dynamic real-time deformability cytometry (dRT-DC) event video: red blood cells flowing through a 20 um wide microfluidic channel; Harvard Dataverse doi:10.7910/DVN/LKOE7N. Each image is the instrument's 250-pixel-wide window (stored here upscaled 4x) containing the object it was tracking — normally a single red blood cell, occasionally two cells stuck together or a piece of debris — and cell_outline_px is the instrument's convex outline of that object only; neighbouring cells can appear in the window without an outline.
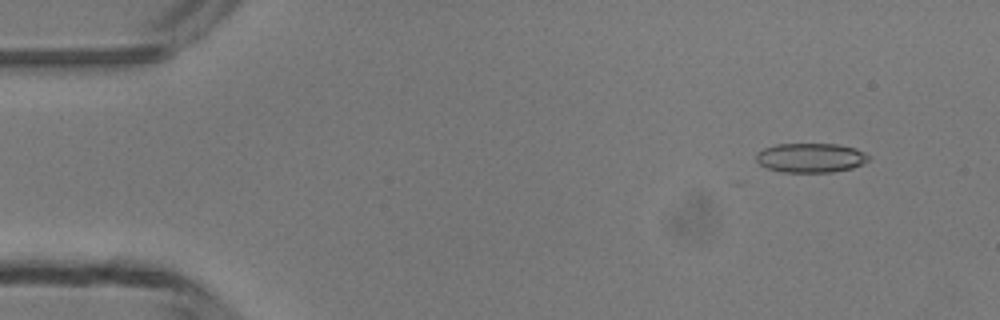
{"species": "common noctule bat (a hibernating species)", "species_latin": "Nyctalus noctula", "temperature_condition": "room temperature", "stored_images_in_passage": 12, "camera_frame_rate_fps": 3000, "um_per_image_px": 0.085, "animal": {"sex": "male", "body_mass_g": 13.3}, "frame": {"image": 1, "passage_image": 5, "time_ms": 1.333, "image_size_px": [1000, 320], "cell_outline_px": [[868, 160], [864, 164], [852, 168], [832, 172], [780, 172], [768, 168], [760, 164], [756, 160], [756, 152], [764, 148], [776, 144], [836, 144], [856, 148], [864, 152], [868, 156]], "centroid_in_image_um": [68.9, 13.41], "position_along_channel_um": 16.1, "area_um2": 19.31}}